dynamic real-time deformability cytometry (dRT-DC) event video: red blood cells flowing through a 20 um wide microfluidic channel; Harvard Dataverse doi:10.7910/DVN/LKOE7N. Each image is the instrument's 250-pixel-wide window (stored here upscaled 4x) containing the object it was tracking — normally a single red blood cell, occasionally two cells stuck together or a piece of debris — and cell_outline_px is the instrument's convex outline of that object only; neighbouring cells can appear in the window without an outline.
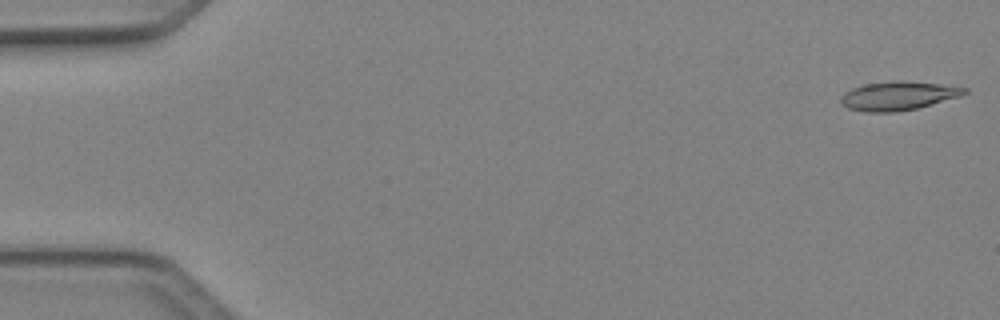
{"species": "Egyptian fruit bat (a non-hibernating species)", "species_latin": "Rousettus aegyptiacus", "temperature_condition": "cold", "stored_images_in_passage": 4, "camera_frame_rate_fps": 3000, "um_per_image_px": 0.085, "animal": {"sex": "female"}, "frame": {"image": 1, "passage_image": 1, "time_ms": 0.0, "image_size_px": [1000, 320], "cell_outline_px": [[968, 92], [960, 96], [916, 108], [892, 112], [864, 112], [848, 108], [840, 104], [840, 96], [844, 92], [852, 88], [864, 84], [892, 80], [904, 80], [940, 84], [968, 88]], "centroid_in_image_um": [76.29, 8.13], "position_along_channel_um": 8.7, "area_um2": 20.81}}
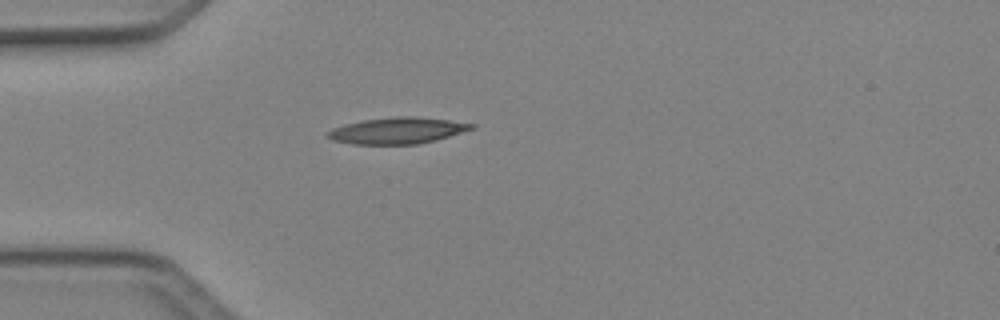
{"frame": {"image": 2, "passage_image": 4, "time_ms": 1.0, "image_size_px": [1000, 320], "cell_outline_px": [[476, 128], [436, 140], [416, 144], [352, 144], [332, 140], [324, 136], [324, 132], [332, 128], [344, 124], [364, 120], [392, 116], [416, 116], [448, 120], [476, 124]], "centroid_in_image_um": [33.74, 11.09], "position_along_channel_um": 51.3, "area_um2": 22.31}}